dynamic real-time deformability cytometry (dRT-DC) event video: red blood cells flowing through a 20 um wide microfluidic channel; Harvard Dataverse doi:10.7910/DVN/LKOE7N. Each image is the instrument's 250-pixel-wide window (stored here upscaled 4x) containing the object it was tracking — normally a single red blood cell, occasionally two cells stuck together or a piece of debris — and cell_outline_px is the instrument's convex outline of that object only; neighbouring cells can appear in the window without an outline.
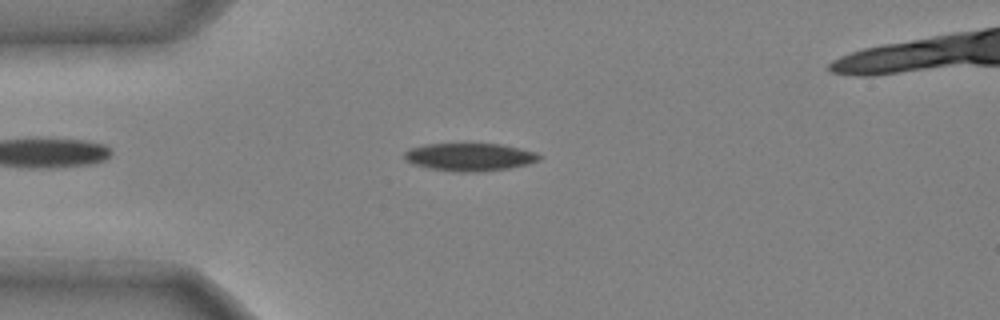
{"species": "common noctule bat (a hibernating species)", "species_latin": "Nyctalus noctula", "temperature_condition": "cold", "stored_images_in_passage": 42, "camera_frame_rate_fps": 3000, "um_per_image_px": 0.085, "animal": {"sex": "male", "body_mass_g": 20.4}, "frame": {"image": 1, "passage_image": 8, "time_ms": 2.333, "image_size_px": [1000, 320], "cell_outline_px": [[544, 156], [540, 160], [528, 164], [508, 168], [480, 172], [456, 172], [428, 168], [412, 164], [404, 160], [404, 152], [408, 148], [424, 144], [504, 144], [536, 152]], "centroid_in_image_um": [39.92, 13.34], "position_along_channel_um": 45.1, "area_um2": 22.2}}
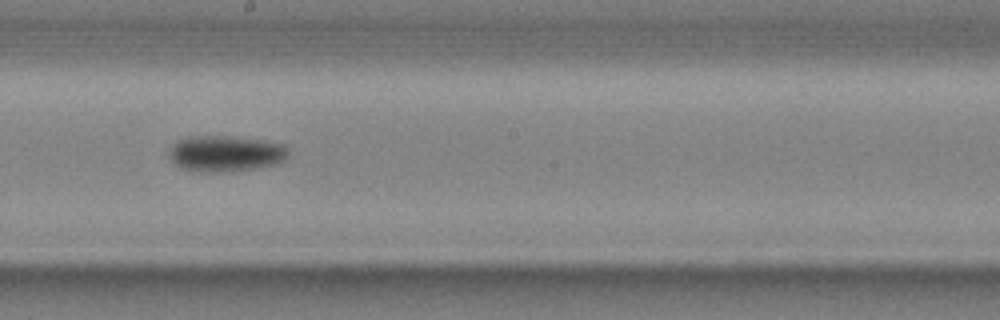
{"frame": {"image": 2, "passage_image": 23, "time_ms": 7.333, "image_size_px": [1000, 320], "cell_outline_px": [[288, 156], [284, 160], [276, 164], [256, 168], [232, 172], [200, 172], [180, 168], [168, 156], [168, 152], [180, 140], [188, 136], [224, 136], [260, 140], [284, 144], [288, 148]], "centroid_in_image_um": [19.19, 13.07], "position_along_channel_um": 229.0, "area_um2": 25.03}}
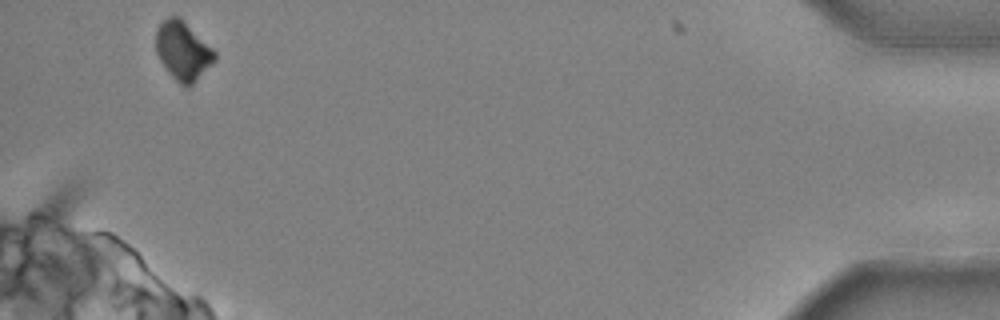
{"frame": {"image": 3, "passage_image": 42, "time_ms": 13.667, "image_size_px": [1000, 320], "cell_outline_px": [[216, 60], [188, 88], [184, 88], [168, 72], [160, 60], [156, 52], [156, 32], [160, 24], [168, 16], [180, 16], [216, 52]], "centroid_in_image_um": [15.55, 4.32], "position_along_channel_um": 419.7, "area_um2": 20.0}, "authors_computed_cell_mechanics": {"area_um2": 22.6287, "velocity_mm_per_s": 3.9852, "shape_relaxation_time_tau1_ms": 3.5231, "shape_relaxation_time_tau2_ms": null, "deformation_change_tau1": 0.1228, "deformation_change_tau2": null}}